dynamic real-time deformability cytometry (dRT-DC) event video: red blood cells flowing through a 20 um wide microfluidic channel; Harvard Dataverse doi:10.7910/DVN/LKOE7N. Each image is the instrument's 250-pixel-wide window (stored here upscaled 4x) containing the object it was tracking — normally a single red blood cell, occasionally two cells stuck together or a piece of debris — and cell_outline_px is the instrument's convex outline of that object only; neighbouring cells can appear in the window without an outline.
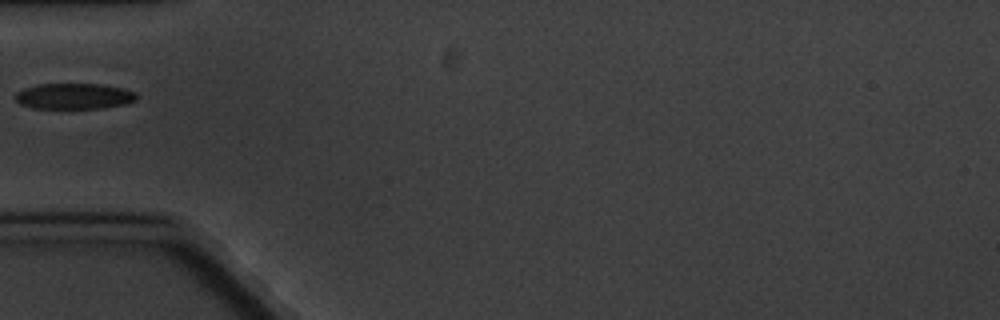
{"species": "common noctule bat (a hibernating species)", "species_latin": "Nyctalus noctula", "temperature_condition": "cold", "stored_images_in_passage": 6, "camera_frame_rate_fps": 3000, "um_per_image_px": 0.085, "animal": {"sex": "male", "body_mass_g": 20.1, "forearm_length_mm": 53.5}, "frame": {"image": 1, "passage_image": 6, "time_ms": 5.667, "image_size_px": [1000, 320], "cell_outline_px": [[136, 100], [124, 104], [104, 108], [32, 108], [20, 104], [16, 100], [16, 92], [24, 88], [36, 84], [100, 84], [120, 88], [136, 92]], "centroid_in_image_um": [6.27, 8.17], "position_along_channel_um": 78.7, "area_um2": 18.15}}